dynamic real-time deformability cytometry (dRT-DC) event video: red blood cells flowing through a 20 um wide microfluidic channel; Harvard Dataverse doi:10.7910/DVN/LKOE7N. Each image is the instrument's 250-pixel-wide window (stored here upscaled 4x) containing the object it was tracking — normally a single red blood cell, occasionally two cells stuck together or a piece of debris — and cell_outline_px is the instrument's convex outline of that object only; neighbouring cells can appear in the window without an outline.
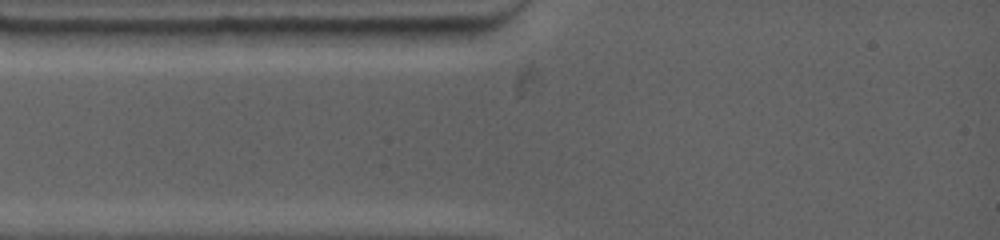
{"species": "common noctule bat (a hibernating species)", "species_latin": "Nyctalus noctula", "temperature_condition": "warm", "stored_images_in_passage": 3, "segment_of_instrument_passage": [1, 2], "camera_frame_rate_fps": 4500, "um_per_image_px": 0.085, "animal": {"sex": "female", "body_mass_g": 19.0, "forearm_length_mm": 53.3}, "frame": {"image": 1, "passage_image": 1, "time_ms": 0.0, "image_size_px": [1000, 240], "cell_outline_px": [[332, 28], [324, 44], [212, 44], [200, 32], [208, 28]], "centroid_in_image_um": [22.67, 3.04], "position_along_channel_um": 62.3, "area_um2": 14.16}}